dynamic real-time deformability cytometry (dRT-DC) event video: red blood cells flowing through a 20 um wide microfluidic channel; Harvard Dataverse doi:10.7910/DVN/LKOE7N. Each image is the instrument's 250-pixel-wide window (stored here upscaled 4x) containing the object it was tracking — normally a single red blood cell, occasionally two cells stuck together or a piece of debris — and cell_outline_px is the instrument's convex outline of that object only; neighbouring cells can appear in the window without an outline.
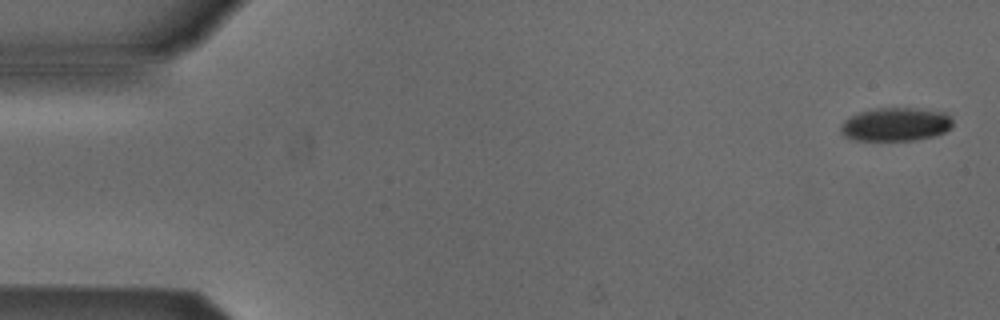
{"species": "Egyptian fruit bat (a non-hibernating species)", "species_latin": "Rousettus aegyptiacus", "temperature_condition": "cold", "stored_images_in_passage": 4, "camera_frame_rate_fps": 3000, "um_per_image_px": 0.085, "animal": {"sex": "male"}, "frame": {"image": 1, "passage_image": 1, "time_ms": 0.0, "image_size_px": [1000, 320], "cell_outline_px": [[952, 128], [936, 136], [916, 140], [856, 140], [844, 136], [840, 132], [840, 124], [844, 120], [860, 112], [876, 108], [908, 108], [948, 112], [952, 120]], "centroid_in_image_um": [76.15, 10.58], "position_along_channel_um": 8.8, "area_um2": 21.96}}